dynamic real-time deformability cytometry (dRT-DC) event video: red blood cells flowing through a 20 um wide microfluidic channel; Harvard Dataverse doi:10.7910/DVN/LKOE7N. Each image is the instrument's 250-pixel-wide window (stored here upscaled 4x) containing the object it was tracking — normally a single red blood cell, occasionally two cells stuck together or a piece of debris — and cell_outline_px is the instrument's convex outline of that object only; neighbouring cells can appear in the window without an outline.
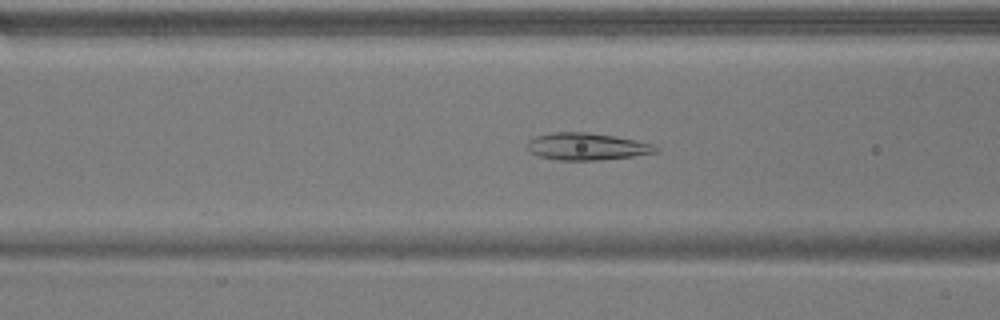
{"species": "common noctule bat (a hibernating species)", "species_latin": "Nyctalus noctula", "temperature_condition": "warm", "stored_images_in_passage": 54, "camera_frame_rate_fps": 3000, "um_per_image_px": 0.085, "animal": {"sex": "male", "body_mass_g": 17.9}, "frame": {"image": 1, "passage_image": 21, "time_ms": 6.667, "image_size_px": [1000, 320], "cell_outline_px": [[660, 148], [656, 152], [632, 156], [600, 160], [560, 160], [540, 156], [532, 152], [528, 148], [528, 140], [536, 136], [552, 132], [588, 132], [612, 136], [652, 144]], "centroid_in_image_um": [49.86, 12.45], "position_along_channel_um": 116.7, "area_um2": 19.94}}
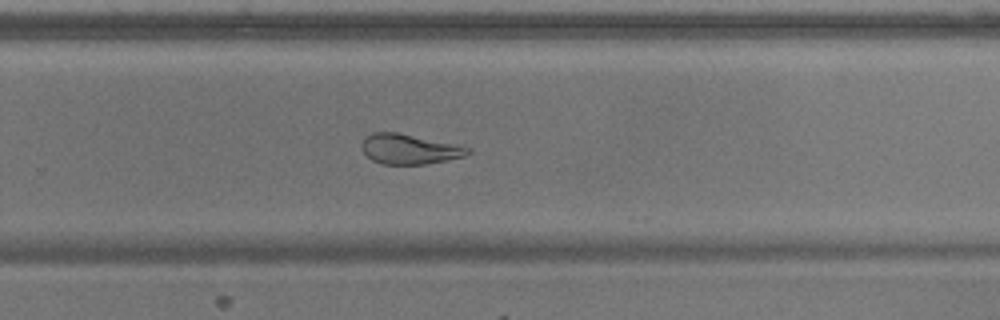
{"frame": {"image": 2, "passage_image": 35, "time_ms": 11.333, "image_size_px": [1000, 320], "cell_outline_px": [[472, 152], [464, 156], [424, 164], [384, 164], [372, 160], [360, 148], [360, 144], [364, 136], [372, 132], [396, 132], [460, 144], [472, 148]], "centroid_in_image_um": [34.8, 12.65], "position_along_channel_um": 295.0, "area_um2": 18.79}}
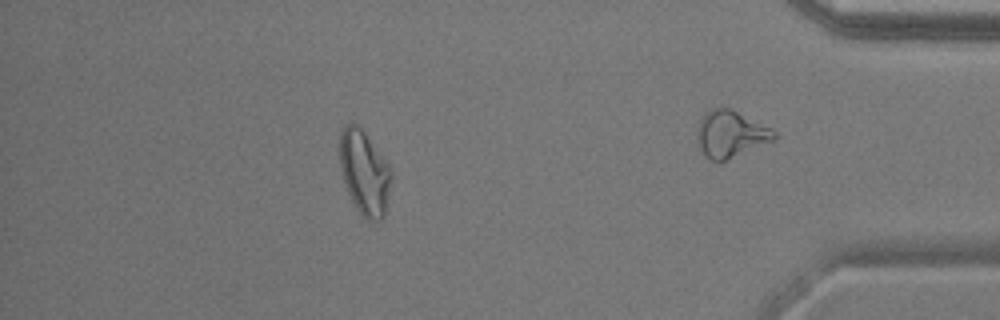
{"frame": {"image": 3, "passage_image": 47, "time_ms": 15.333, "image_size_px": [1000, 320], "cell_outline_px": [[392, 176], [384, 216], [380, 220], [368, 220], [356, 208], [348, 192], [340, 168], [340, 132], [344, 124], [352, 120], [360, 124], [388, 160], [392, 172]], "centroid_in_image_um": [30.99, 14.55], "position_along_channel_um": 404.2, "area_um2": 25.89}, "authors_computed_cell_mechanics": {"area_um2": 23.8136, "velocity_mm_per_s": 3.8256, "shape_relaxation_time_tau1_ms": null, "shape_relaxation_time_tau2_ms": 1.9309, "deformation_change_tau1": null, "deformation_change_tau2": 0.0682}}